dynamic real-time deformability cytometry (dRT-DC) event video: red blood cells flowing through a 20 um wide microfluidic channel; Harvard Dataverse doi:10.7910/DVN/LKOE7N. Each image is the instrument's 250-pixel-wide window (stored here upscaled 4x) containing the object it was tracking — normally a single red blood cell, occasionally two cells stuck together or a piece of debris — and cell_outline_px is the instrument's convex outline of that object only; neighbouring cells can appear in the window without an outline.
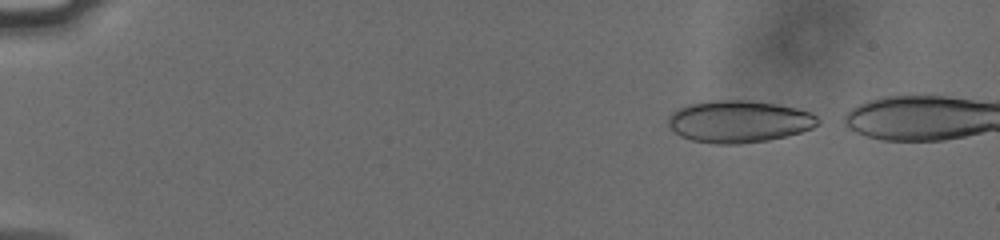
{"species": "human", "species_latin": "Homo sapiens", "temperature_condition": "cold", "stored_images_in_passage": 47, "camera_frame_rate_fps": 3000, "um_per_image_px": 0.085, "donor": {"sex": "male"}, "frame": {"image": 1, "passage_image": 2, "time_ms": 0.333, "image_size_px": [1000, 240], "cell_outline_px": [[820, 124], [812, 128], [800, 132], [768, 140], [740, 144], [716, 144], [692, 140], [680, 136], [668, 124], [668, 116], [672, 112], [688, 104], [712, 100], [752, 100], [776, 104], [796, 108], [808, 112], [816, 116], [820, 120]], "centroid_in_image_um": [62.81, 10.32], "position_along_channel_um": 22.2, "area_um2": 36.65}}
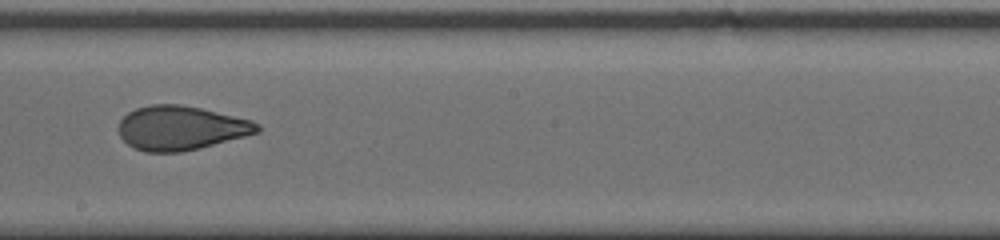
{"frame": {"image": 2, "passage_image": 28, "time_ms": 9.0, "image_size_px": [1000, 240], "cell_outline_px": [[260, 132], [180, 152], [144, 152], [128, 144], [120, 136], [116, 128], [120, 120], [128, 112], [136, 108], [152, 104], [180, 104], [200, 108], [252, 120], [260, 124]], "centroid_in_image_um": [15.33, 10.86], "position_along_channel_um": 232.9, "area_um2": 35.49}}
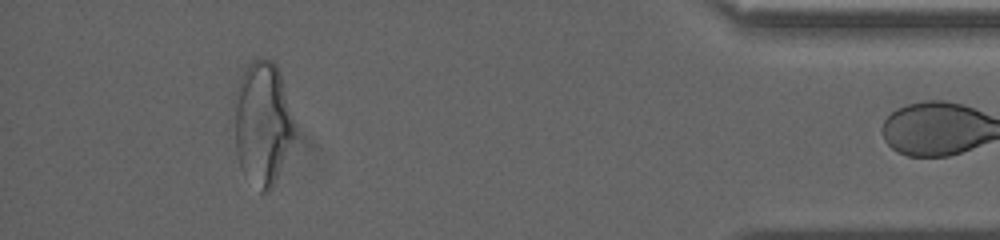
{"frame": {"image": 3, "passage_image": 46, "time_ms": 15.0, "image_size_px": [1000, 240], "cell_outline_px": [[292, 136], [272, 188], [268, 192], [260, 192], [244, 176], [240, 168], [236, 152], [232, 104], [232, 100], [244, 68], [252, 60], [272, 60], [276, 64], [280, 72], [292, 120]], "centroid_in_image_um": [22.21, 10.47], "position_along_channel_um": 413.0, "area_um2": 42.83}}